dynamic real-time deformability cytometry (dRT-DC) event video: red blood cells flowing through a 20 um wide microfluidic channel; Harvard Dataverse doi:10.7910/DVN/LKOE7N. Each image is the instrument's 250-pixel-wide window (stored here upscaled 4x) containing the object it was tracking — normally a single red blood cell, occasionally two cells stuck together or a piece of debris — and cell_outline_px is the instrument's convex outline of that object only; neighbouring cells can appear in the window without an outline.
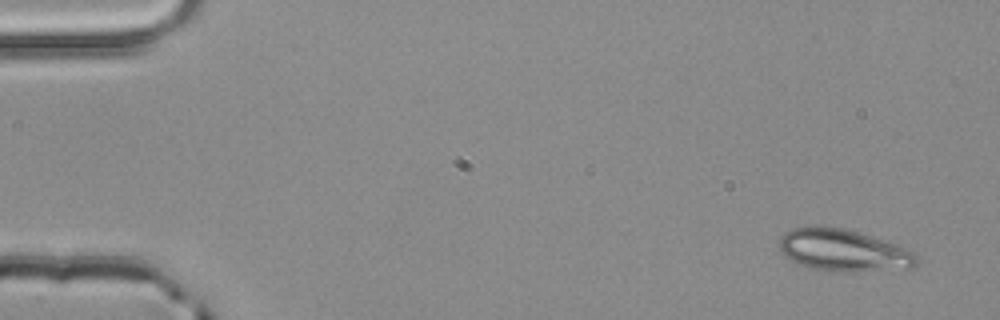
{"species": "common noctule bat (a hibernating species)", "species_latin": "Nyctalus noctula", "temperature_condition": "room temperature", "stored_images_in_passage": 4, "camera_frame_rate_fps": 3000, "um_per_image_px": 0.085, "animal": {"sex": "male", "body_mass_g": 20.4}, "frame": {"image": 1, "passage_image": 1, "time_ms": 0.0, "image_size_px": [1000, 320], "cell_outline_px": [[916, 264], [908, 268], [808, 268], [784, 256], [780, 252], [780, 236], [784, 232], [792, 228], [844, 228], [888, 240], [900, 244], [916, 252]], "centroid_in_image_um": [71.69, 21.21], "position_along_channel_um": 13.3, "area_um2": 32.02}}